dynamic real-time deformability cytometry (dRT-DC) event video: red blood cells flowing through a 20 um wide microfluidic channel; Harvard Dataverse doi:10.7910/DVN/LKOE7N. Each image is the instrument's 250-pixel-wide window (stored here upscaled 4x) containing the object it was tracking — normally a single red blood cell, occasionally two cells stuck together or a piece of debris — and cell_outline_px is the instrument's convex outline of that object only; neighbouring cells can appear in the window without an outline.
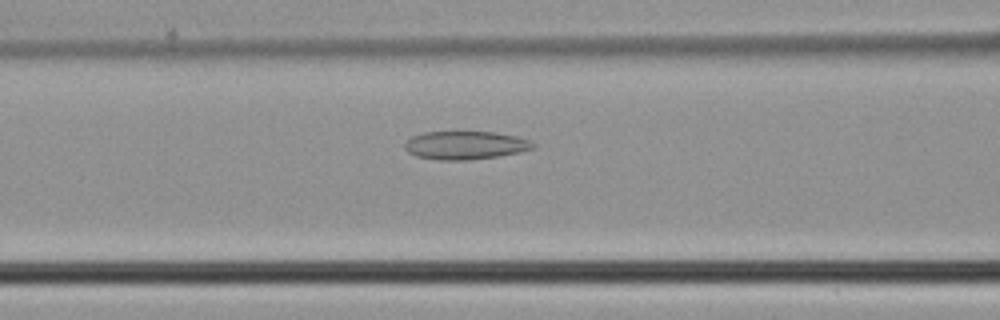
{"species": "common noctule bat (a hibernating species)", "species_latin": "Nyctalus noctula", "temperature_condition": "cold", "stored_images_in_passage": 28, "camera_frame_rate_fps": 3000, "um_per_image_px": 0.085, "animal": {"sex": "male", "body_mass_g": 21.5, "forearm_length_mm": 52.0}, "frame": {"image": 1, "passage_image": 7, "time_ms": 2.0, "image_size_px": [1000, 320], "cell_outline_px": [[536, 148], [520, 152], [500, 156], [468, 160], [440, 160], [416, 156], [408, 152], [404, 148], [404, 144], [412, 136], [424, 132], [496, 132], [516, 136], [528, 140], [536, 144]], "centroid_in_image_um": [39.57, 12.35], "position_along_channel_um": 127.0, "area_um2": 21.21}}
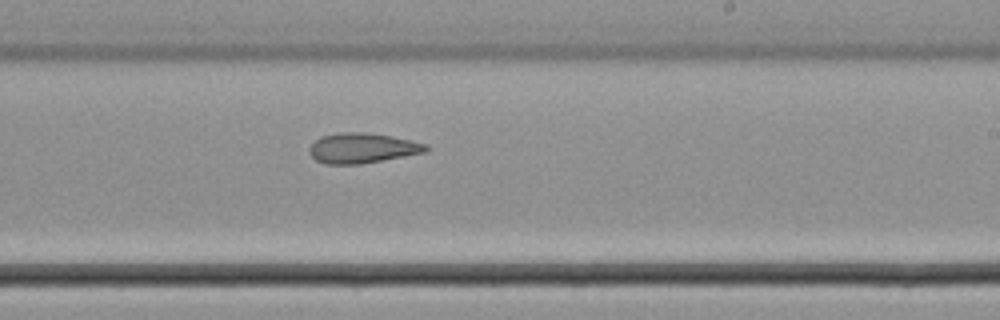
{"frame": {"image": 2, "passage_image": 16, "time_ms": 5.0, "image_size_px": [1000, 320], "cell_outline_px": [[432, 148], [428, 152], [360, 164], [324, 164], [316, 160], [308, 152], [308, 148], [320, 136], [340, 132], [364, 132], [388, 136], [428, 144]], "centroid_in_image_um": [30.8, 12.59], "position_along_channel_um": 258.2, "area_um2": 20.52}}
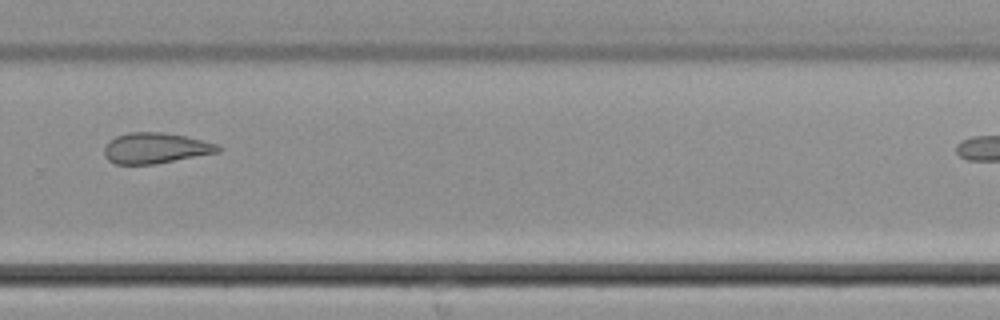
{"frame": {"image": 3, "passage_image": 20, "time_ms": 6.333, "image_size_px": [1000, 320], "cell_outline_px": [[224, 148], [220, 152], [156, 164], [116, 164], [108, 160], [104, 156], [104, 148], [108, 140], [116, 136], [128, 132], [164, 132], [184, 136], [216, 144]], "centroid_in_image_um": [13.2, 12.59], "position_along_channel_um": 316.6, "area_um2": 20.46}}